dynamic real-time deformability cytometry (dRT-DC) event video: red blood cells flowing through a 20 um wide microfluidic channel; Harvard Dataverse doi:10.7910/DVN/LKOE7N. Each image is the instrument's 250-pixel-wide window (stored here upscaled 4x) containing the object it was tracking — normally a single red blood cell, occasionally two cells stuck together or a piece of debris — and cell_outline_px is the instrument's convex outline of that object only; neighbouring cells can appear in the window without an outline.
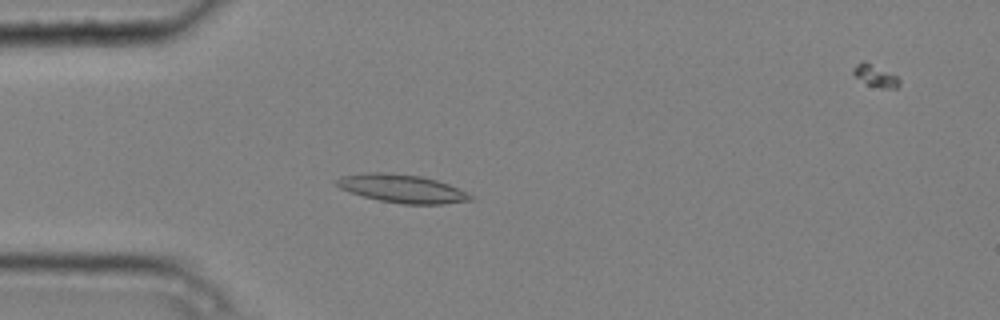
{"species": "common noctule bat (a hibernating species)", "species_latin": "Nyctalus noctula", "temperature_condition": "cold", "stored_images_in_passage": 5, "camera_frame_rate_fps": 3000, "um_per_image_px": 0.085, "animal": {"sex": "male", "body_mass_g": 20.4}, "frame": {"image": 1, "passage_image": 4, "time_ms": 1.0, "image_size_px": [1000, 320], "cell_outline_px": [[476, 200], [444, 204], [400, 204], [380, 200], [348, 192], [340, 188], [332, 180], [340, 176], [368, 172], [384, 172], [420, 176], [436, 180], [448, 184], [476, 196]], "centroid_in_image_um": [34.19, 16.03], "position_along_channel_um": 50.8, "area_um2": 22.25}}